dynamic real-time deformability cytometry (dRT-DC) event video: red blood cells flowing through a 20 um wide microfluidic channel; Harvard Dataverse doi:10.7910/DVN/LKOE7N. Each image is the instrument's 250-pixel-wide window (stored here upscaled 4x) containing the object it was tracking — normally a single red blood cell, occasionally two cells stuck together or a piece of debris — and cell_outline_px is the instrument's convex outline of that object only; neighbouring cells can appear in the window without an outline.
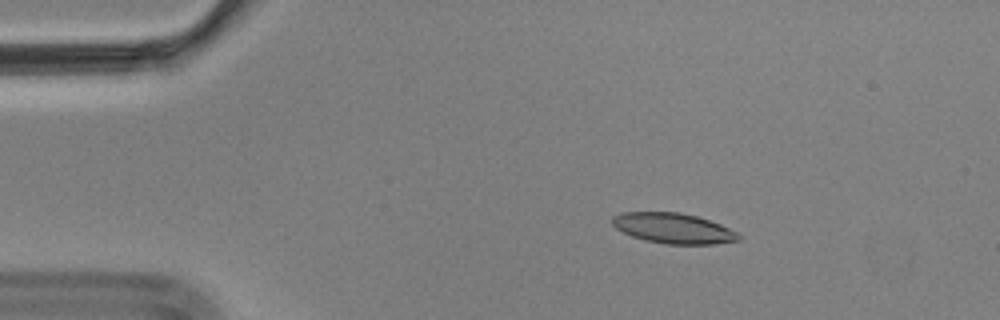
{"species": "Egyptian fruit bat (a non-hibernating species)", "species_latin": "Rousettus aegyptiacus", "temperature_condition": "cold", "stored_images_in_passage": 4, "camera_frame_rate_fps": 3000, "um_per_image_px": 0.085, "animal": {"sex": "male"}, "frame": {"image": 1, "passage_image": 2, "time_ms": 0.333, "image_size_px": [1000, 320], "cell_outline_px": [[740, 240], [716, 244], [664, 244], [644, 240], [632, 236], [616, 228], [612, 224], [612, 216], [624, 212], [680, 212], [696, 216], [720, 224], [736, 232], [740, 236]], "centroid_in_image_um": [57.22, 19.41], "position_along_channel_um": 27.8, "area_um2": 22.25}}